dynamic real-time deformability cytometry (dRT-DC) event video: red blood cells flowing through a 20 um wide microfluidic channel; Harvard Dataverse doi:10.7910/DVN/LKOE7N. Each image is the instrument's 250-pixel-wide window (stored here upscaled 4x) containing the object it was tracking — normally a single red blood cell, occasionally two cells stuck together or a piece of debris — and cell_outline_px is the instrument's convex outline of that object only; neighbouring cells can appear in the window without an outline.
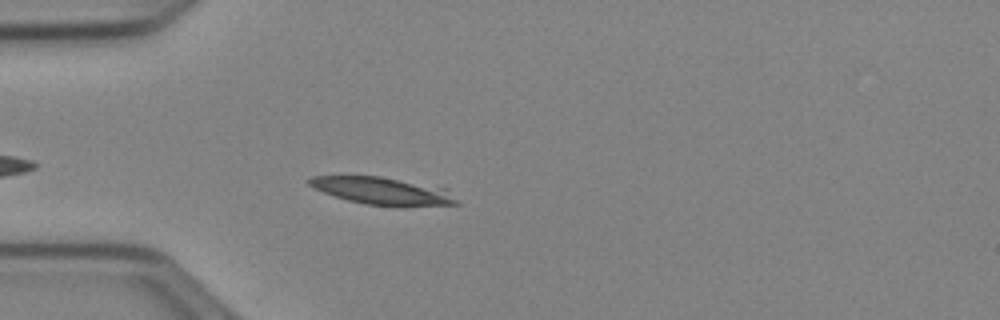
{"species": "Egyptian fruit bat (a non-hibernating species)", "species_latin": "Rousettus aegyptiacus", "temperature_condition": "cold", "stored_images_in_passage": 26, "camera_frame_rate_fps": 3000, "um_per_image_px": 0.085, "animal": {"sex": "female"}, "frame": {"image": 1, "passage_image": 5, "time_ms": 1.333, "image_size_px": [1000, 320], "cell_outline_px": [[460, 204], [396, 208], [364, 204], [348, 200], [324, 192], [308, 184], [304, 180], [312, 176], [380, 176], [448, 188]], "centroid_in_image_um": [32.59, 16.25], "position_along_channel_um": 52.4, "area_um2": 24.04}}
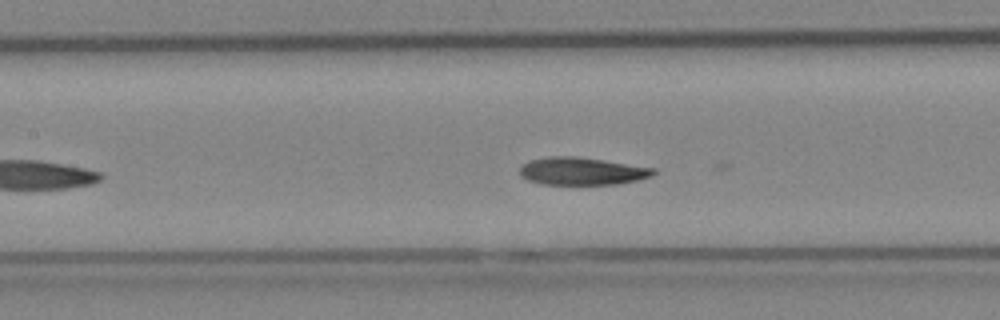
{"frame": {"image": 2, "passage_image": 14, "time_ms": 4.333, "image_size_px": [1000, 320], "cell_outline_px": [[656, 172], [652, 176], [620, 184], [540, 184], [528, 180], [520, 176], [520, 168], [528, 160], [552, 156], [572, 156], [656, 168]], "centroid_in_image_um": [49.45, 14.55], "position_along_channel_um": 158.0, "area_um2": 21.33}}
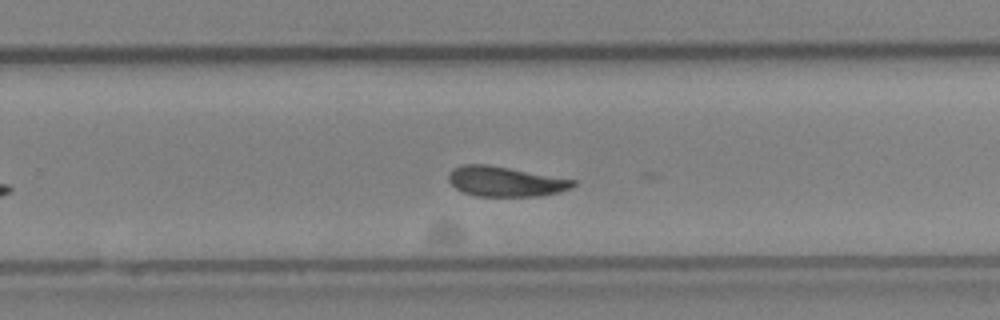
{"frame": {"image": 3, "passage_image": 24, "time_ms": 7.667, "image_size_px": [1000, 320], "cell_outline_px": [[576, 184], [572, 188], [560, 192], [540, 196], [476, 196], [464, 192], [456, 188], [448, 180], [448, 176], [452, 168], [464, 164], [488, 164], [576, 180]], "centroid_in_image_um": [42.96, 15.42], "position_along_channel_um": 286.8, "area_um2": 21.79}}